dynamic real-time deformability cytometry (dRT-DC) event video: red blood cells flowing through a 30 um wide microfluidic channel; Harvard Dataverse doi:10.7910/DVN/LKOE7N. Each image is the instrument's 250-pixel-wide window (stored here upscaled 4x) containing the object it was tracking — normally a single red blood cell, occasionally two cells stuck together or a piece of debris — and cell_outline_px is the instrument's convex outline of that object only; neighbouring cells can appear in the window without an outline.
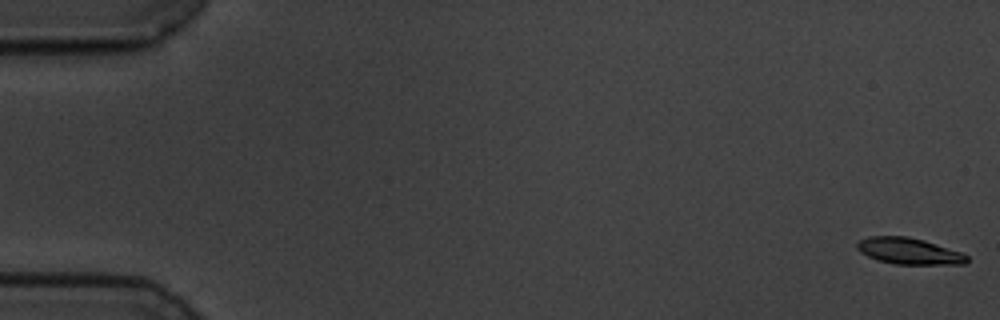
{"species": "common noctule bat (a hibernating species)", "species_latin": "Nyctalus noctula", "temperature_condition": "cold", "stored_images_in_passage": 58, "camera_frame_rate_fps": 3000, "um_per_image_px": 0.085, "animal": {"sex": "male", "body_mass_g": 19.5, "forearm_length_mm": 54.6}, "frame": {"image": 1, "passage_image": 1, "time_ms": 0.0, "image_size_px": [1000, 320], "cell_outline_px": [[968, 260], [964, 264], [896, 264], [876, 260], [860, 252], [856, 248], [856, 244], [860, 240], [868, 236], [908, 236], [924, 240], [960, 252], [968, 256]], "centroid_in_image_um": [77.22, 21.34], "position_along_channel_um": 7.8, "area_um2": 16.82}}
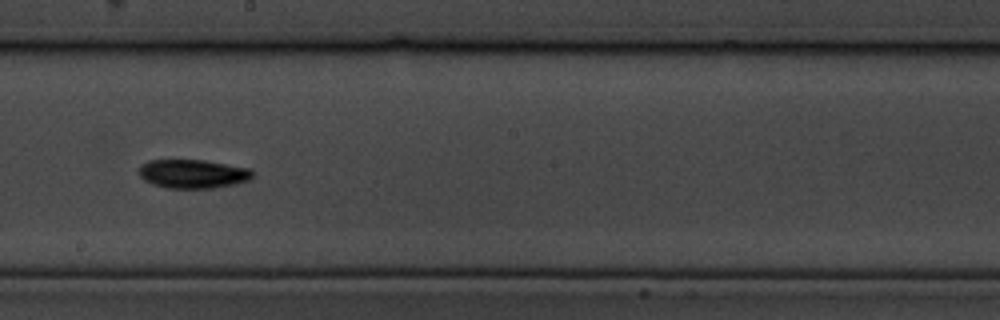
{"frame": {"image": 2, "passage_image": 33, "time_ms": 10.667, "image_size_px": [1000, 320], "cell_outline_px": [[256, 176], [248, 180], [232, 184], [212, 188], [168, 188], [152, 184], [144, 180], [140, 176], [140, 168], [148, 160], [204, 160], [252, 168]], "centroid_in_image_um": [16.45, 14.77], "position_along_channel_um": 231.8, "area_um2": 19.07}}
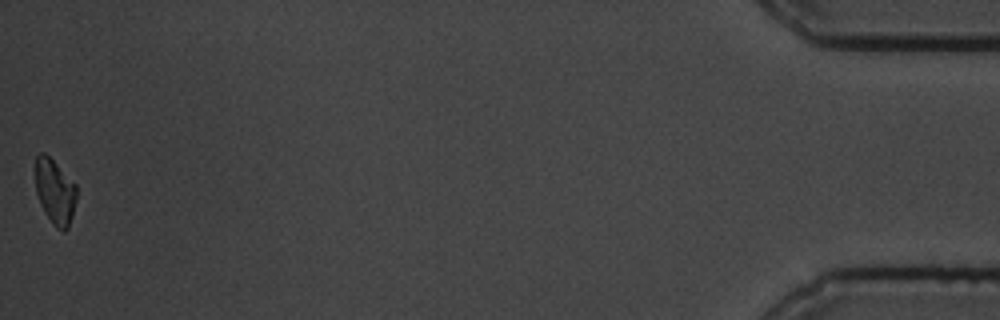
{"frame": {"image": 3, "passage_image": 58, "time_ms": 19.0, "image_size_px": [1000, 320], "cell_outline_px": [[76, 200], [72, 216], [68, 228], [64, 232], [56, 228], [52, 224], [40, 204], [36, 192], [36, 156], [40, 152], [44, 152], [76, 184]], "centroid_in_image_um": [4.67, 16.32], "position_along_channel_um": 430.5, "area_um2": 15.49}, "authors_computed_cell_mechanics": {"area_um2": 17.4556, "velocity_mm_per_s": 3.4917, "shape_relaxation_time_tau1_ms": 2.1744, "shape_relaxation_time_tau2_ms": null, "deformation_change_tau1": 0.0987, "deformation_change_tau2": null}}